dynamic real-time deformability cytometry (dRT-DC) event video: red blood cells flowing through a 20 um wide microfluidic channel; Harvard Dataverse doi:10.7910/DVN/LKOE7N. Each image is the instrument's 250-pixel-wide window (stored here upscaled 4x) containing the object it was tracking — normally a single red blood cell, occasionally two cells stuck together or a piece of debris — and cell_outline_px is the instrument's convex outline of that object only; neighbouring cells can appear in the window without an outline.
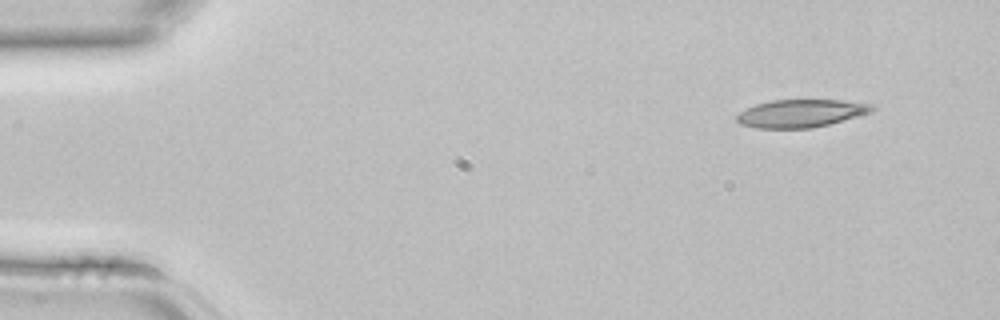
{"species": "common noctule bat (a hibernating species)", "species_latin": "Nyctalus noctula", "temperature_condition": "room temperature", "stored_images_in_passage": 2, "camera_frame_rate_fps": 3000, "um_per_image_px": 0.085, "animal": {"sex": "female", "body_mass_g": 22.7, "forearm_length_mm": 54.2}, "frame": {"image": 1, "passage_image": 1, "time_ms": 0.0, "image_size_px": [1000, 320], "cell_outline_px": [[876, 108], [872, 112], [828, 124], [812, 128], [756, 128], [740, 124], [736, 120], [736, 116], [740, 112], [756, 104], [772, 100], [840, 100], [876, 104]], "centroid_in_image_um": [68.1, 9.63], "position_along_channel_um": 16.9, "area_um2": 21.91}}
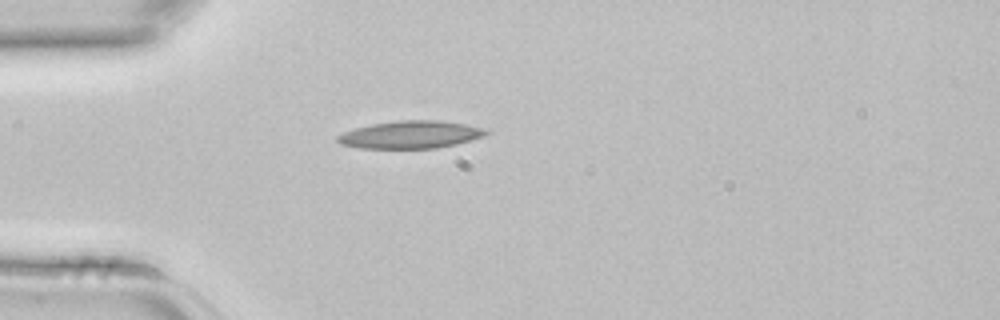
{"frame": {"image": 2, "passage_image": 2, "time_ms": 0.333, "image_size_px": [1000, 320], "cell_outline_px": [[488, 132], [484, 136], [456, 144], [436, 148], [360, 148], [340, 144], [336, 140], [336, 136], [344, 132], [356, 128], [372, 124], [396, 120], [440, 120], [488, 128]], "centroid_in_image_um": [34.9, 11.44], "position_along_channel_um": 50.1, "area_um2": 23.87}}